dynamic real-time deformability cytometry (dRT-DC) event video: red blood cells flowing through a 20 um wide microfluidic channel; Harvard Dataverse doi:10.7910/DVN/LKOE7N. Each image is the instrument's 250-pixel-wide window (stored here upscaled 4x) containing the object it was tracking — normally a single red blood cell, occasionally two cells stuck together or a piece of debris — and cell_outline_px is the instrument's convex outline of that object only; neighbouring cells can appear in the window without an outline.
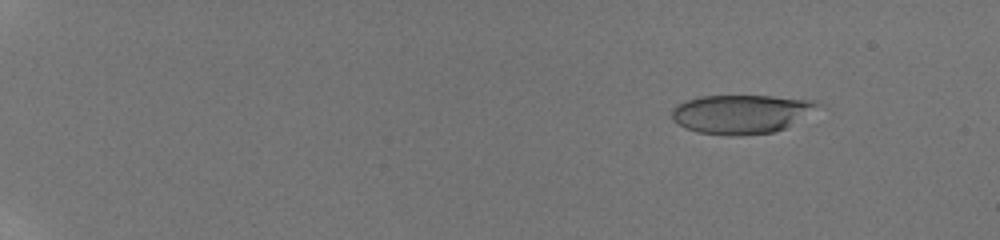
{"species": "human", "species_latin": "Homo sapiens", "temperature_condition": "room temperature", "stored_images_in_passage": 14, "camera_frame_rate_fps": 3000, "um_per_image_px": 0.085, "donor": {"sex": "male"}, "frame": {"image": 1, "passage_image": 3, "time_ms": 2.0, "image_size_px": [1000, 240], "cell_outline_px": [[824, 104], [784, 128], [772, 132], [740, 136], [728, 136], [696, 132], [684, 128], [672, 120], [672, 108], [676, 104], [684, 100], [700, 96], [772, 96], [816, 100]], "centroid_in_image_um": [62.95, 9.69], "position_along_channel_um": 22.0, "area_um2": 33.29}}
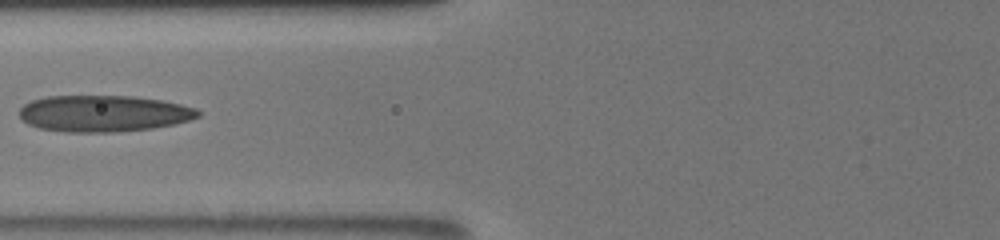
{"frame": {"image": 2, "passage_image": 9, "time_ms": 8.667, "image_size_px": [1000, 240], "cell_outline_px": [[200, 116], [188, 120], [172, 124], [152, 128], [116, 132], [68, 132], [40, 128], [28, 124], [20, 116], [20, 108], [24, 104], [32, 100], [48, 96], [136, 96], [160, 100], [180, 104], [196, 108], [200, 112]], "centroid_in_image_um": [8.8, 9.64], "position_along_channel_um": 117.0, "area_um2": 37.8}}
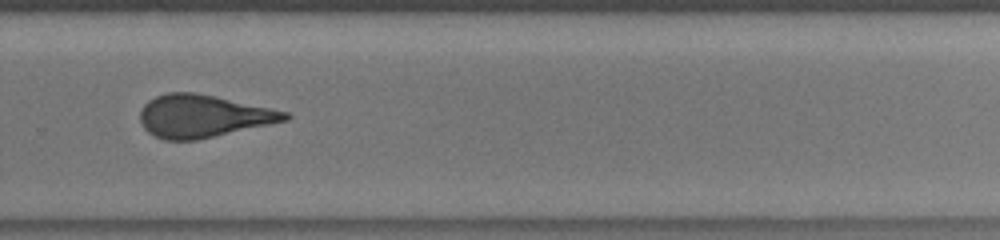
{"frame": {"image": 3, "passage_image": 14, "time_ms": 13.667, "image_size_px": [1000, 240], "cell_outline_px": [[292, 116], [288, 120], [196, 140], [164, 140], [148, 132], [144, 128], [140, 120], [140, 112], [144, 104], [148, 100], [156, 96], [168, 92], [196, 92], [216, 96], [272, 108], [288, 112]], "centroid_in_image_um": [17.26, 9.86], "position_along_channel_um": 312.5, "area_um2": 35.89}}